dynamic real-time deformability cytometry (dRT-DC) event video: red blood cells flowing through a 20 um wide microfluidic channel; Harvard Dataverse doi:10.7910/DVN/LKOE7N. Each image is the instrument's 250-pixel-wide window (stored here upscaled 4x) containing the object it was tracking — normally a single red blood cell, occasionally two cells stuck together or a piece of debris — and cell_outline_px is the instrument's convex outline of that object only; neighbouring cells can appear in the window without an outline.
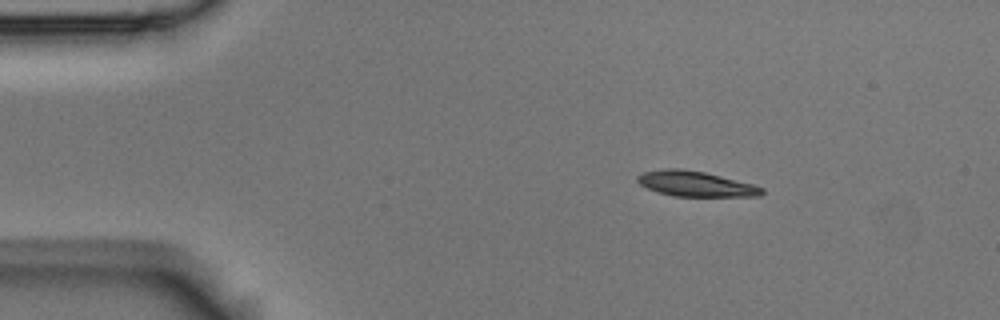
{"species": "Egyptian fruit bat (a non-hibernating species)", "species_latin": "Rousettus aegyptiacus", "temperature_condition": "room temperature", "stored_images_in_passage": 47, "camera_frame_rate_fps": 3000, "um_per_image_px": 0.085, "animal": {"sex": "male"}, "frame": {"image": 1, "passage_image": 1, "time_ms": 0.0, "image_size_px": [1000, 320], "cell_outline_px": [[764, 192], [760, 196], [672, 196], [648, 188], [640, 184], [636, 180], [636, 176], [644, 172], [664, 168], [680, 168], [704, 172], [752, 184], [764, 188]], "centroid_in_image_um": [59.11, 15.62], "position_along_channel_um": 25.9, "area_um2": 18.15}}
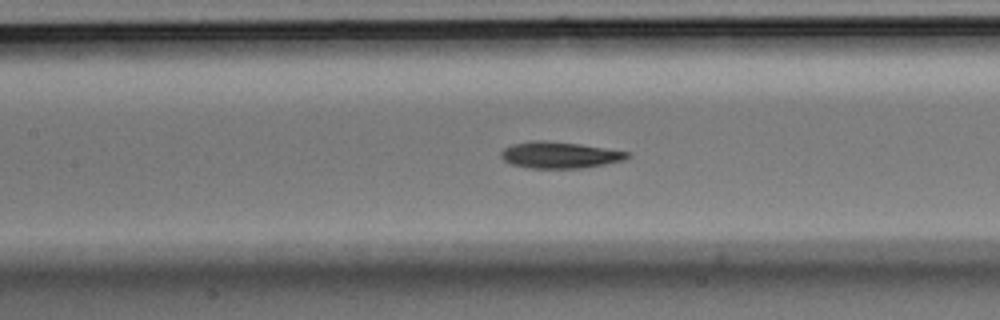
{"frame": {"image": 2, "passage_image": 17, "time_ms": 5.333, "image_size_px": [1000, 320], "cell_outline_px": [[632, 156], [624, 160], [604, 164], [580, 168], [528, 168], [512, 164], [504, 160], [500, 156], [500, 152], [504, 148], [512, 144], [532, 140], [544, 140], [580, 144], [628, 152]], "centroid_in_image_um": [47.54, 13.17], "position_along_channel_um": 159.9, "area_um2": 19.42}}
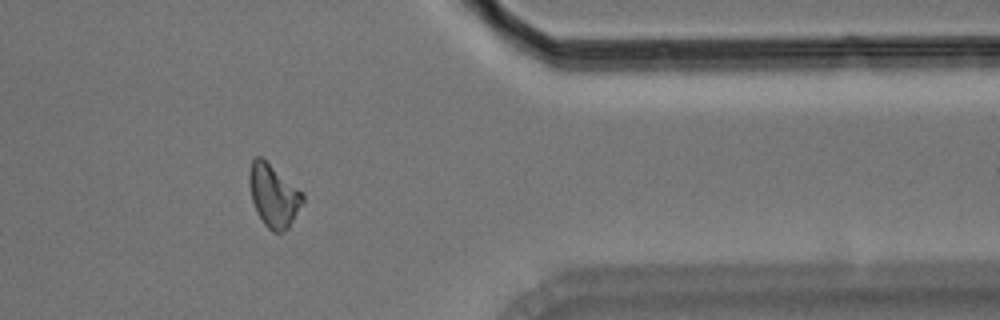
{"frame": {"image": 3, "passage_image": 37, "time_ms": 12.0, "image_size_px": [1000, 320], "cell_outline_px": [[304, 200], [288, 228], [280, 232], [272, 232], [264, 224], [256, 212], [252, 200], [248, 184], [248, 172], [252, 160], [256, 156], [260, 156], [300, 192], [304, 196]], "centroid_in_image_um": [23.19, 16.65], "position_along_channel_um": 388.2, "area_um2": 18.96}, "authors_computed_cell_mechanics": {"area_um2": 19.074, "velocity_mm_per_s": 3.6898, "shape_relaxation_time_tau1_ms": 3.3936, "shape_relaxation_time_tau2_ms": 8.1119, "deformation_change_tau1": 0.1516, "deformation_change_tau2": 0.1625}}